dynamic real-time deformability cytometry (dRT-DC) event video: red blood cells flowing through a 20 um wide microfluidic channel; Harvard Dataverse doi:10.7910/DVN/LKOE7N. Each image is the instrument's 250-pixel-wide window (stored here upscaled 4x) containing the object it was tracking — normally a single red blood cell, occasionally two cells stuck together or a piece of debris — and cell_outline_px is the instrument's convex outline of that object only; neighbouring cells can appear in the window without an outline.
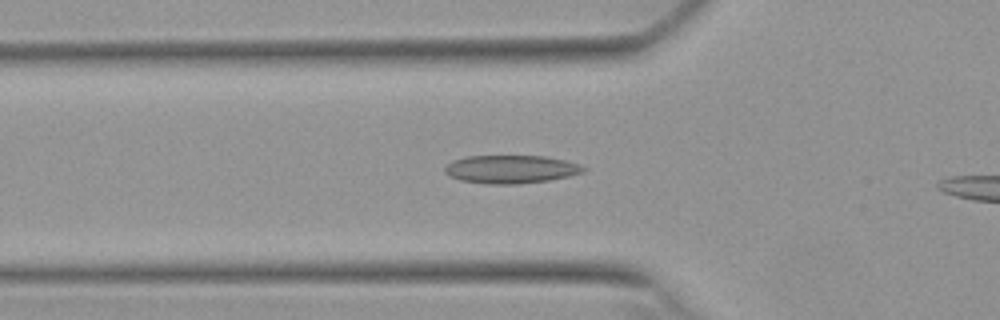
{"species": "Egyptian fruit bat (a non-hibernating species)", "species_latin": "Rousettus aegyptiacus", "temperature_condition": "warm", "stored_images_in_passage": 13, "camera_frame_rate_fps": 3000, "um_per_image_px": 0.085, "animal": {"sex": "female"}, "frame": {"image": 1, "passage_image": 11, "time_ms": 3.333, "image_size_px": [1000, 320], "cell_outline_px": [[588, 168], [584, 172], [568, 176], [548, 180], [516, 184], [488, 184], [460, 180], [448, 176], [444, 172], [444, 168], [448, 164], [456, 160], [468, 156], [544, 156], [564, 160], [580, 164]], "centroid_in_image_um": [43.44, 14.39], "position_along_channel_um": 82.4, "area_um2": 22.66}}